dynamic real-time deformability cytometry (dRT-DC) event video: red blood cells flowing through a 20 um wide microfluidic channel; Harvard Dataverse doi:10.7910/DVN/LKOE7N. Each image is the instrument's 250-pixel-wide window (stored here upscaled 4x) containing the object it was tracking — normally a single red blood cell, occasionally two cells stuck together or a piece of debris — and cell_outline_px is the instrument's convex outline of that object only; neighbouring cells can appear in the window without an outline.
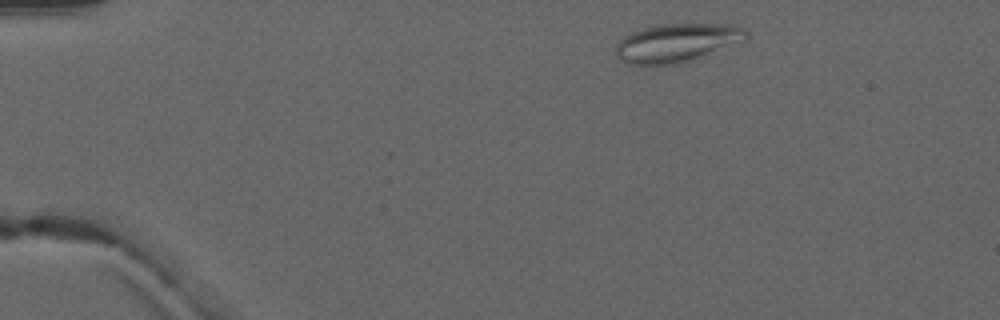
{"species": "common noctule bat (a hibernating species)", "species_latin": "Nyctalus noctula", "temperature_condition": "warm", "stored_images_in_passage": 3, "camera_frame_rate_fps": 3000, "um_per_image_px": 0.085, "animal": {"sex": "male", "forearm_length_mm": 52.5}, "frame": {"image": 1, "passage_image": 1, "time_ms": 0.0, "image_size_px": [1000, 320], "cell_outline_px": [[748, 40], [680, 64], [656, 68], [628, 64], [620, 60], [616, 56], [616, 44], [624, 36], [632, 32], [656, 24], [736, 24], [744, 28], [748, 32]], "centroid_in_image_um": [57.53, 3.67], "position_along_channel_um": 27.5, "area_um2": 30.23}}